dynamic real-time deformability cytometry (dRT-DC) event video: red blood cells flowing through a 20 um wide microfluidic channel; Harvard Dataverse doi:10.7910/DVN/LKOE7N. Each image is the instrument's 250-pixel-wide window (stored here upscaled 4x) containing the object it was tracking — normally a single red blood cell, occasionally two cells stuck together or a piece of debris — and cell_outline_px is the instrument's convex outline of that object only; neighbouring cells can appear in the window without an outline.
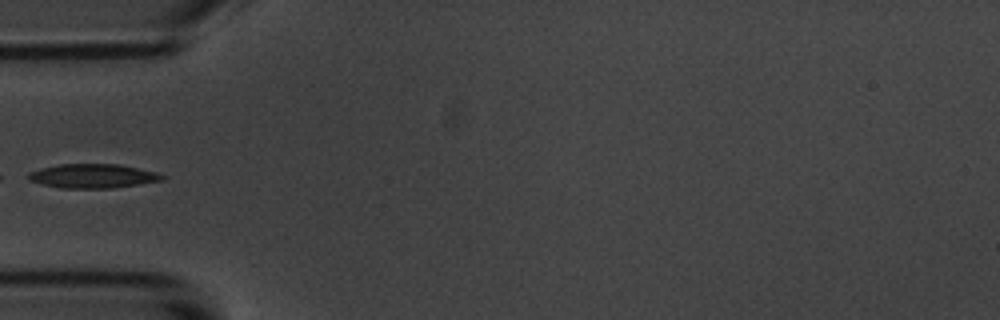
{"species": "common noctule bat (a hibernating species)", "species_latin": "Nyctalus noctula", "temperature_condition": "room temperature", "stored_images_in_passage": 28, "camera_frame_rate_fps": 3000, "um_per_image_px": 0.085, "animal": {"sex": "male", "body_mass_g": 20.1, "forearm_length_mm": 53.5}, "frame": {"image": 1, "passage_image": 1, "time_ms": 0.0, "image_size_px": [1000, 320], "cell_outline_px": [[168, 176], [164, 180], [112, 188], [60, 188], [28, 180], [28, 172], [40, 168], [60, 164], [120, 164], [156, 172]], "centroid_in_image_um": [7.91, 14.95], "position_along_channel_um": 77.1, "area_um2": 18.84}}